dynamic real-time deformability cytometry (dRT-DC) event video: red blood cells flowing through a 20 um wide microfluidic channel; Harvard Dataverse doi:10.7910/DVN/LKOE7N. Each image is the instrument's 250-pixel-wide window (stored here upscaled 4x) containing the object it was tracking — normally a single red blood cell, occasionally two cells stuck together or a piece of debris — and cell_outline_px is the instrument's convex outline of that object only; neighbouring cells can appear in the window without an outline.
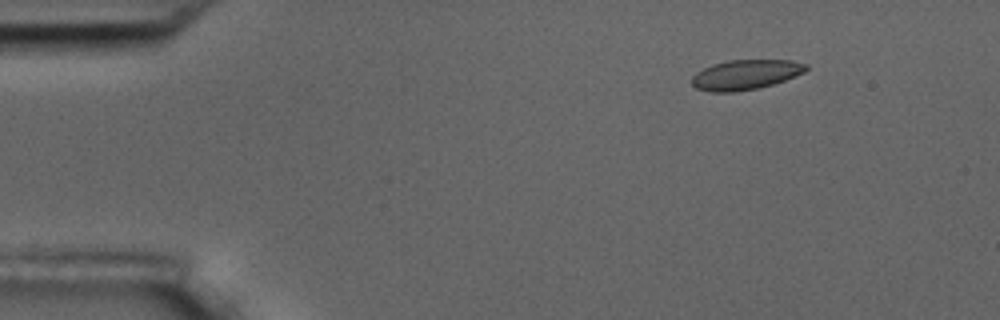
{"species": "common noctule bat (a hibernating species)", "species_latin": "Nyctalus noctula", "temperature_condition": "room temperature", "stored_images_in_passage": 5, "camera_frame_rate_fps": 3000, "um_per_image_px": 0.085, "animal": {"sex": "male", "body_mass_g": 17.5, "forearm_length_mm": 52.3}, "frame": {"image": 1, "passage_image": 3, "time_ms": 2.333, "image_size_px": [1000, 320], "cell_outline_px": [[808, 68], [804, 72], [796, 76], [760, 88], [736, 92], [712, 92], [696, 88], [692, 84], [692, 76], [696, 72], [712, 64], [728, 60], [792, 60], [808, 64]], "centroid_in_image_um": [63.38, 6.35], "position_along_channel_um": 21.6, "area_um2": 20.0}}
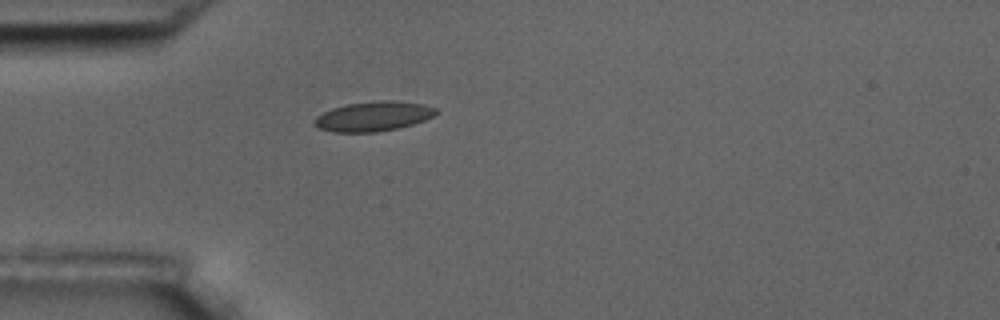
{"frame": {"image": 2, "passage_image": 5, "time_ms": 5.333, "image_size_px": [1000, 320], "cell_outline_px": [[440, 112], [424, 120], [412, 124], [396, 128], [376, 132], [332, 132], [316, 128], [312, 124], [312, 120], [316, 116], [332, 108], [348, 104], [380, 100], [392, 100], [424, 104], [436, 108]], "centroid_in_image_um": [31.69, 9.89], "position_along_channel_um": 53.3, "area_um2": 21.15}}